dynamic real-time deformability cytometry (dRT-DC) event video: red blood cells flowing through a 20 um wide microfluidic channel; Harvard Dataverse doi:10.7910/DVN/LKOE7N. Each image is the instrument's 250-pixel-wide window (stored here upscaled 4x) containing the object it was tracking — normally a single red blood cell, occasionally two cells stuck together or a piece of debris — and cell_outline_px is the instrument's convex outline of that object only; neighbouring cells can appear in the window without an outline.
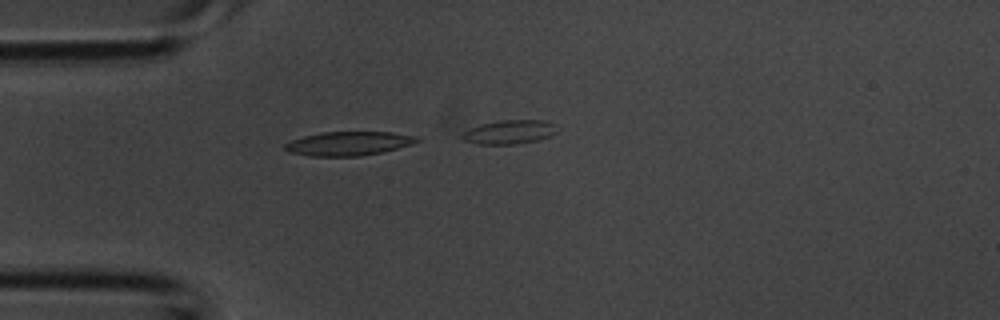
{"species": "common noctule bat (a hibernating species)", "species_latin": "Nyctalus noctula", "temperature_condition": "room temperature", "stored_images_in_passage": 1, "camera_frame_rate_fps": 3000, "um_per_image_px": 0.085, "animal": {"sex": "male", "body_mass_g": 20.1, "forearm_length_mm": 53.5}, "frame": {"image": 1, "passage_image": 1, "time_ms": 0.0, "image_size_px": [1000, 320], "cell_outline_px": [[420, 140], [412, 144], [380, 152], [360, 156], [312, 156], [288, 152], [284, 148], [284, 144], [292, 140], [304, 136], [320, 132], [392, 132], [416, 136]], "centroid_in_image_um": [29.6, 12.19], "position_along_channel_um": 55.4, "area_um2": 18.26}}